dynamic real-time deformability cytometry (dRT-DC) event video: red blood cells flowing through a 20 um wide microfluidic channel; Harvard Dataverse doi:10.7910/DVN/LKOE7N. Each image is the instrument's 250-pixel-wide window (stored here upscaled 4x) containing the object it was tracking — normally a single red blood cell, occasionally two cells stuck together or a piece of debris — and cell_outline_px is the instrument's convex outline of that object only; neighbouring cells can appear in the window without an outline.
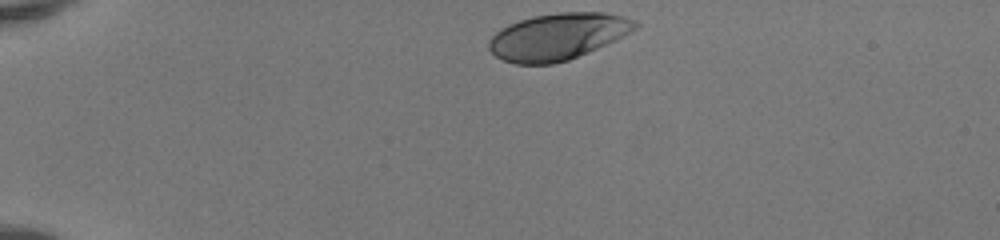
{"species": "human", "species_latin": "Homo sapiens", "temperature_condition": "room temperature", "stored_images_in_passage": 35, "camera_frame_rate_fps": 3000, "um_per_image_px": 0.085, "donor": {"sex": "female"}, "frame": {"image": 1, "passage_image": 1, "time_ms": 0.0, "image_size_px": [1000, 240], "cell_outline_px": [[640, 24], [636, 28], [624, 36], [568, 60], [552, 64], [516, 64], [504, 60], [496, 56], [488, 48], [488, 40], [500, 28], [508, 24], [532, 16], [560, 12], [604, 12], [624, 16], [636, 20]], "centroid_in_image_um": [47.4, 3.09], "position_along_channel_um": 37.6, "area_um2": 39.71}}
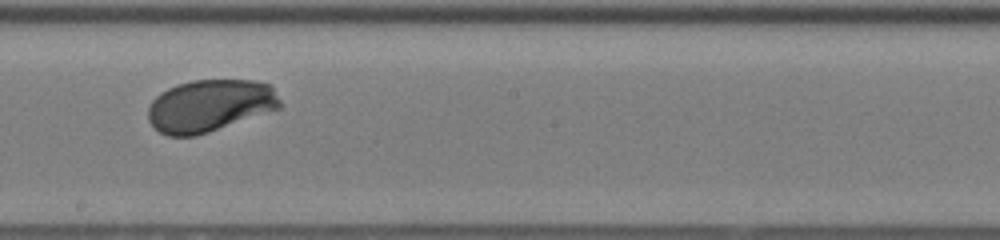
{"frame": {"image": 2, "passage_image": 20, "time_ms": 6.333, "image_size_px": [1000, 240], "cell_outline_px": [[280, 108], [196, 136], [168, 136], [160, 132], [148, 120], [148, 108], [152, 100], [160, 92], [168, 88], [192, 80], [256, 80], [272, 84], [280, 100]], "centroid_in_image_um": [17.84, 8.97], "position_along_channel_um": 230.4, "area_um2": 40.11}}
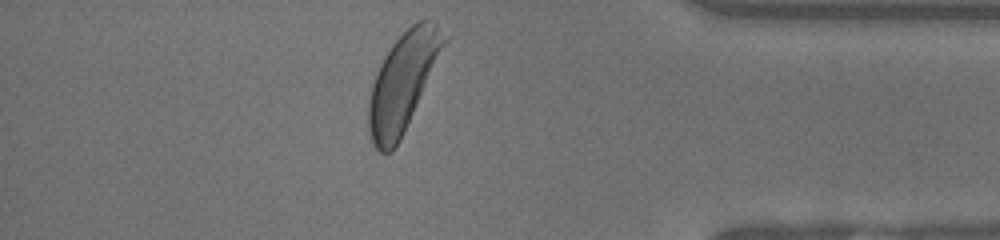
{"frame": {"image": 3, "passage_image": 34, "time_ms": 11.0, "image_size_px": [1000, 240], "cell_outline_px": [[448, 40], [404, 132], [400, 140], [392, 152], [380, 152], [372, 144], [368, 132], [368, 100], [372, 84], [380, 64], [384, 56], [392, 44], [416, 20], [424, 20], [436, 24], [448, 36]], "centroid_in_image_um": [34.23, 6.99], "position_along_channel_um": 401.0, "area_um2": 42.66}, "authors_computed_cell_mechanics": {"area_um2": 40.1132, "velocity_mm_per_s": 4.1076, "shape_relaxation_time_tau1_ms": 1.8452, "shape_relaxation_time_tau2_ms": null, "deformation_change_tau1": 0.1325, "deformation_change_tau2": null}}